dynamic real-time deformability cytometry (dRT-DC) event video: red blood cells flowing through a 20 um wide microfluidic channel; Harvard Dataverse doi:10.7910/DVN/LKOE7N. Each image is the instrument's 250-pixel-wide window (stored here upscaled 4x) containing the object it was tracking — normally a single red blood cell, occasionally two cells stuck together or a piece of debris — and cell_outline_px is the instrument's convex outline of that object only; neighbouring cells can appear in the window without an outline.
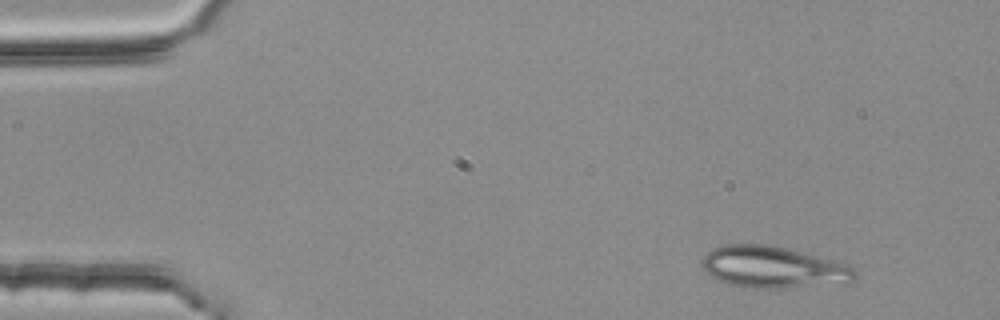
{"species": "common noctule bat (a hibernating species)", "species_latin": "Nyctalus noctula", "temperature_condition": "room temperature", "stored_images_in_passage": 4, "camera_frame_rate_fps": 3000, "um_per_image_px": 0.085, "animal": {"sex": "female", "body_mass_g": 25.1}, "frame": {"image": 1, "passage_image": 1, "time_ms": 0.0, "image_size_px": [1000, 320], "cell_outline_px": [[856, 276], [848, 284], [784, 288], [744, 288], [720, 280], [704, 272], [700, 264], [700, 260], [712, 248], [724, 244], [768, 244], [832, 260], [844, 264], [852, 268], [856, 272]], "centroid_in_image_um": [65.68, 22.73], "position_along_channel_um": 19.3, "area_um2": 37.22}}